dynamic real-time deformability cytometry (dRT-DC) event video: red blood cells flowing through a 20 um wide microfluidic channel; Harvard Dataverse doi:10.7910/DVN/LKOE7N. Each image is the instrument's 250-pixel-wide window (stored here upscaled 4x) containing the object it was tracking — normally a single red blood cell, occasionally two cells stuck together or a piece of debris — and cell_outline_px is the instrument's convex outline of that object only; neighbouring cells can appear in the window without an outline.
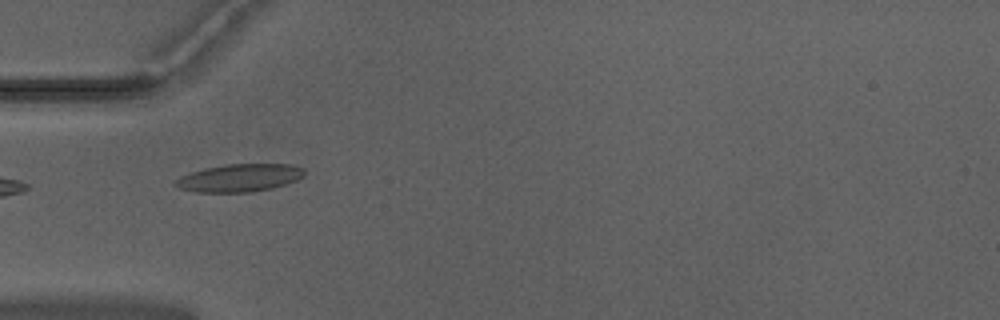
{"species": "Egyptian fruit bat (a non-hibernating species)", "species_latin": "Rousettus aegyptiacus", "temperature_condition": "warm", "stored_images_in_passage": 36, "camera_frame_rate_fps": 3000, "um_per_image_px": 0.085, "animal": {"sex": "male"}, "frame": {"image": 1, "passage_image": 1, "time_ms": 0.0, "image_size_px": [1000, 320], "cell_outline_px": [[304, 176], [296, 180], [272, 188], [248, 192], [196, 192], [180, 188], [172, 184], [180, 176], [204, 168], [228, 164], [292, 164], [304, 168]], "centroid_in_image_um": [20.35, 15.11], "position_along_channel_um": 64.6, "area_um2": 20.75}}
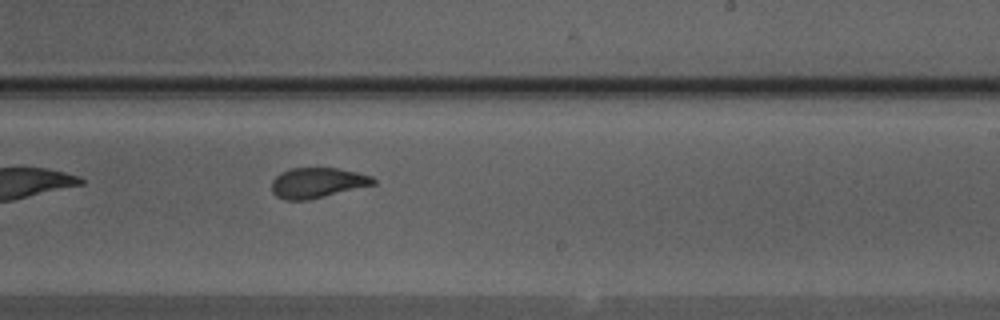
{"frame": {"image": 2, "passage_image": 16, "time_ms": 5.0, "image_size_px": [1000, 320], "cell_outline_px": [[376, 184], [308, 200], [284, 200], [276, 196], [272, 192], [272, 180], [280, 172], [292, 168], [336, 168], [356, 172], [372, 176], [376, 180]], "centroid_in_image_um": [26.96, 15.54], "position_along_channel_um": 262.0, "area_um2": 17.92}, "authors_computed_cell_mechanics": {"area_um2": 18.4093, "velocity_mm_per_s": 3.9642, "shape_relaxation_time_tau1_ms": 4.8719, "shape_relaxation_time_tau2_ms": 1.1731, "deformation_change_tau1": 0.1446, "deformation_change_tau2": 0.081}}